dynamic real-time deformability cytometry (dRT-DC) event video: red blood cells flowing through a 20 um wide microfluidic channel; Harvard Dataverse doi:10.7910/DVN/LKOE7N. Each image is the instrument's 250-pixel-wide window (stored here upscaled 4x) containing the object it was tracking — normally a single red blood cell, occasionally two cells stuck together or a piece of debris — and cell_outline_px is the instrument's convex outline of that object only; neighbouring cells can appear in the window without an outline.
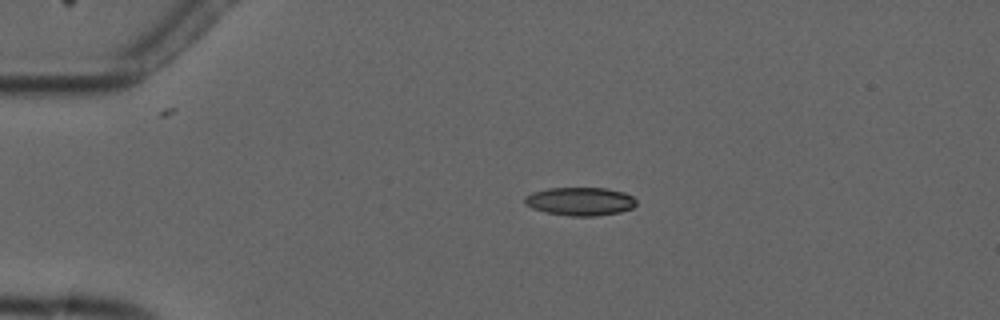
{"species": "common noctule bat (a hibernating species)", "species_latin": "Nyctalus noctula", "temperature_condition": "cold", "stored_images_in_passage": 3, "camera_frame_rate_fps": 3000, "um_per_image_px": 0.085, "animal": {"sex": "male", "forearm_length_mm": 52.5}, "frame": {"image": 1, "passage_image": 3, "time_ms": 2.333, "image_size_px": [1000, 320], "cell_outline_px": [[636, 204], [632, 208], [620, 212], [596, 216], [572, 216], [544, 212], [532, 208], [524, 204], [524, 196], [532, 192], [548, 188], [608, 188], [624, 192], [632, 196], [636, 200]], "centroid_in_image_um": [49.29, 17.11], "position_along_channel_um": 35.7, "area_um2": 18.55}}